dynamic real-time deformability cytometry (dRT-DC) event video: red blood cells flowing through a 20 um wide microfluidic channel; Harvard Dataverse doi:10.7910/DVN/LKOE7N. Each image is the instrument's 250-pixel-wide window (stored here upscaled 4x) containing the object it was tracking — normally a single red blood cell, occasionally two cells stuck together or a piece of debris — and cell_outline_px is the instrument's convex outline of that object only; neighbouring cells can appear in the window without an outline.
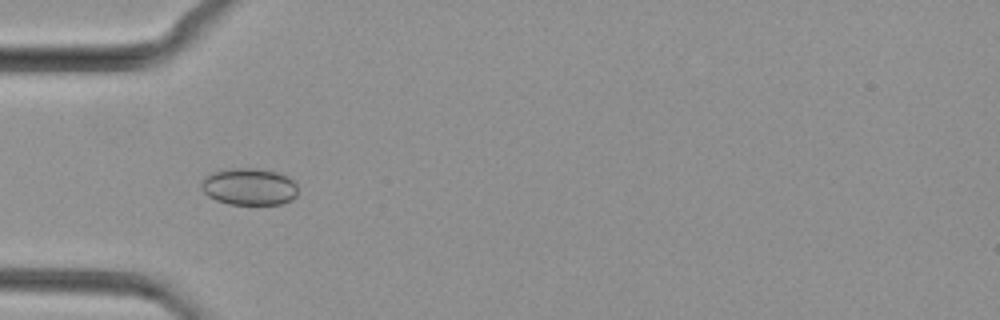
{"species": "common noctule bat (a hibernating species)", "species_latin": "Nyctalus noctula", "temperature_condition": "cold", "stored_images_in_passage": 33, "camera_frame_rate_fps": 3000, "um_per_image_px": 0.085, "animal": {"sex": "female", "body_mass_g": 29.2, "forearm_length_mm": 56.3}, "frame": {"image": 1, "passage_image": 1, "time_ms": 0.0, "image_size_px": [1000, 320], "cell_outline_px": [[296, 196], [292, 200], [280, 204], [228, 204], [216, 200], [208, 196], [200, 188], [200, 180], [204, 176], [212, 172], [232, 168], [256, 168], [276, 172], [288, 176], [296, 184]], "centroid_in_image_um": [21.14, 15.86], "position_along_channel_um": 63.9, "area_um2": 20.98}}
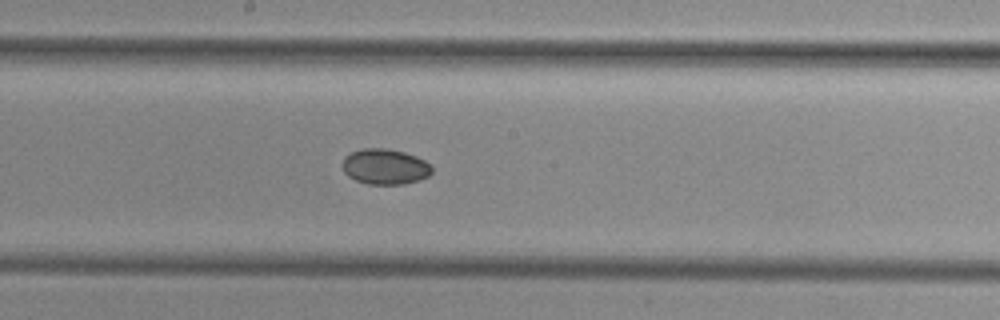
{"frame": {"image": 2, "passage_image": 12, "time_ms": 3.667, "image_size_px": [1000, 320], "cell_outline_px": [[432, 172], [428, 176], [420, 180], [404, 184], [368, 184], [356, 180], [348, 176], [344, 172], [340, 164], [344, 156], [352, 152], [364, 148], [384, 148], [404, 152], [416, 156], [432, 164]], "centroid_in_image_um": [32.72, 14.16], "position_along_channel_um": 215.5, "area_um2": 18.73}}
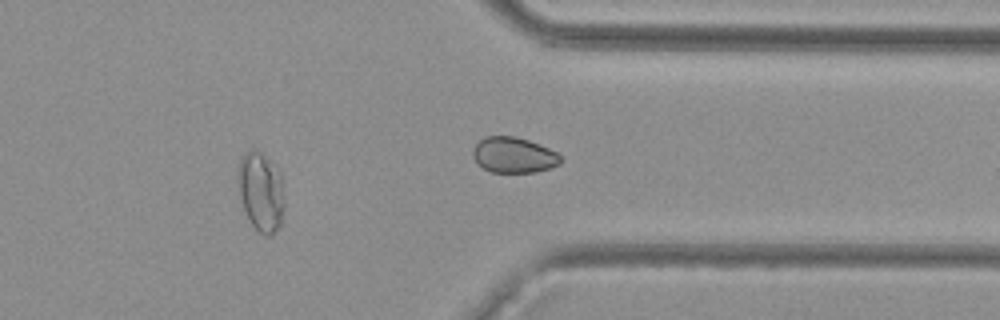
{"frame": {"image": 3, "passage_image": 23, "time_ms": 7.333, "image_size_px": [1000, 320], "cell_outline_px": [[284, 208], [280, 224], [272, 236], [264, 236], [248, 220], [240, 196], [236, 180], [236, 168], [240, 156], [244, 152], [252, 148], [256, 148], [280, 168], [284, 200]], "centroid_in_image_um": [22.16, 16.22], "position_along_channel_um": 389.2, "area_um2": 22.2}}